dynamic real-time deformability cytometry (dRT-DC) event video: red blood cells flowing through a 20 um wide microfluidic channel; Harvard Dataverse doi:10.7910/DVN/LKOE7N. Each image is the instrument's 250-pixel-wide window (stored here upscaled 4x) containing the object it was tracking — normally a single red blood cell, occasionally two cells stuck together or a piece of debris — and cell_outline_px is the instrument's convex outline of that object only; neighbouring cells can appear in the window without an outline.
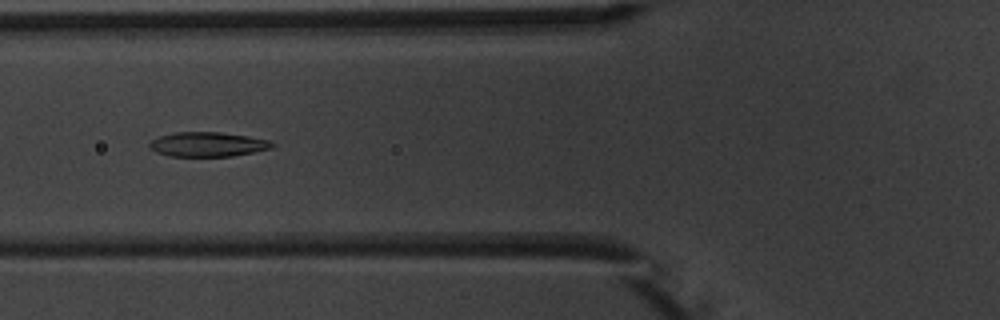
{"species": "common noctule bat (a hibernating species)", "species_latin": "Nyctalus noctula", "temperature_condition": "warm", "stored_images_in_passage": 10, "camera_frame_rate_fps": 3000, "um_per_image_px": 0.085, "animal": {"sex": "male", "body_mass_g": 20.1, "forearm_length_mm": 53.5}, "frame": {"image": 1, "passage_image": 5, "time_ms": 4.667, "image_size_px": [1000, 320], "cell_outline_px": [[276, 144], [272, 148], [232, 156], [168, 156], [156, 152], [148, 148], [148, 144], [152, 140], [160, 136], [176, 132], [220, 132], [248, 136], [268, 140]], "centroid_in_image_um": [17.63, 12.27], "position_along_channel_um": 108.2, "area_um2": 17.51}}
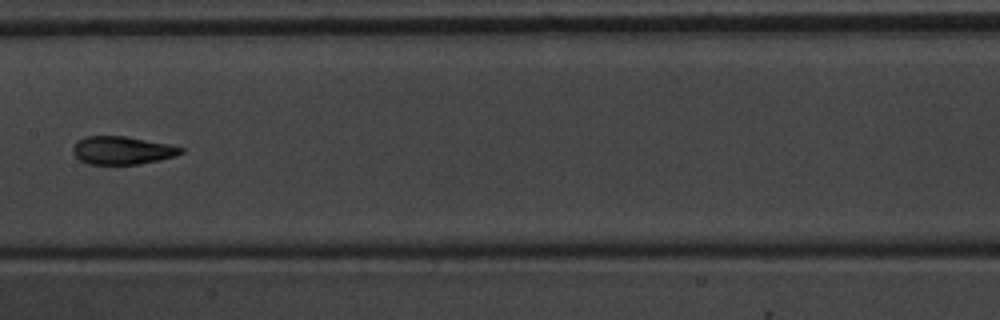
{"frame": {"image": 2, "passage_image": 7, "time_ms": 7.0, "image_size_px": [1000, 320], "cell_outline_px": [[184, 152], [176, 156], [160, 160], [140, 164], [88, 164], [80, 160], [72, 152], [72, 148], [84, 136], [124, 136], [172, 144], [184, 148]], "centroid_in_image_um": [10.44, 12.78], "position_along_channel_um": 197.0, "area_um2": 17.74}}
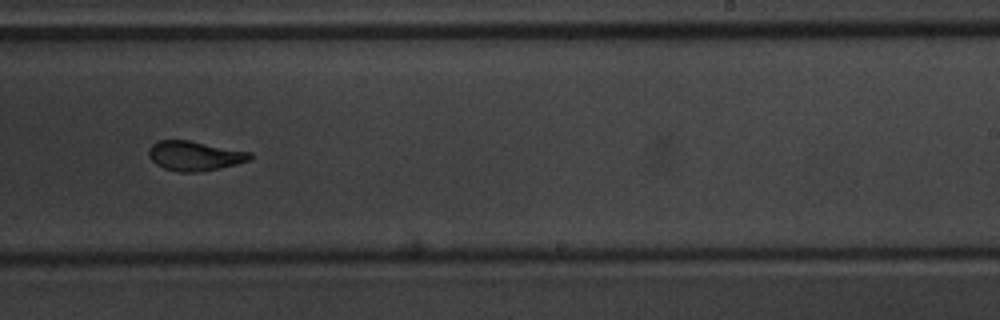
{"frame": {"image": 3, "passage_image": 9, "time_ms": 9.0, "image_size_px": [1000, 320], "cell_outline_px": [[252, 156], [248, 160], [236, 164], [220, 168], [200, 172], [180, 172], [164, 168], [156, 164], [148, 156], [148, 148], [152, 144], [160, 140], [188, 140], [252, 152]], "centroid_in_image_um": [16.53, 13.24], "position_along_channel_um": 272.5, "area_um2": 17.46}}